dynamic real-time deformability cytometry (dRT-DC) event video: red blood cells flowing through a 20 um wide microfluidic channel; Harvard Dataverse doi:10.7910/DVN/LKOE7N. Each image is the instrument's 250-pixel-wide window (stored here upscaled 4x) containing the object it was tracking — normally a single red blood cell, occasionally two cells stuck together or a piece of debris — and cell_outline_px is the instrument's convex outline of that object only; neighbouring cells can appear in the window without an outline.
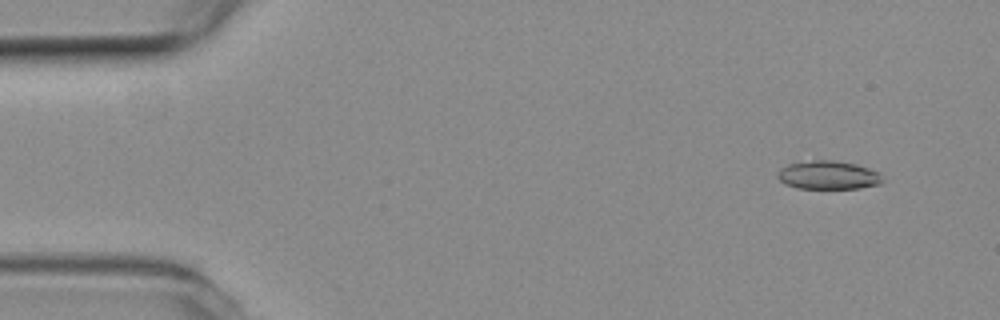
{"species": "common noctule bat (a hibernating species)", "species_latin": "Nyctalus noctula", "temperature_condition": "room temperature", "stored_images_in_passage": 53, "camera_frame_rate_fps": 3000, "um_per_image_px": 0.085, "animal": {"sex": "female", "body_mass_g": 19.3, "forearm_length_mm": 54.1}, "frame": {"image": 1, "passage_image": 4, "time_ms": 1.0, "image_size_px": [1000, 320], "cell_outline_px": [[884, 180], [880, 184], [860, 188], [796, 188], [784, 184], [776, 176], [780, 168], [788, 164], [812, 160], [832, 160], [856, 164], [880, 172]], "centroid_in_image_um": [70.4, 14.88], "position_along_channel_um": 14.6, "area_um2": 17.51}}
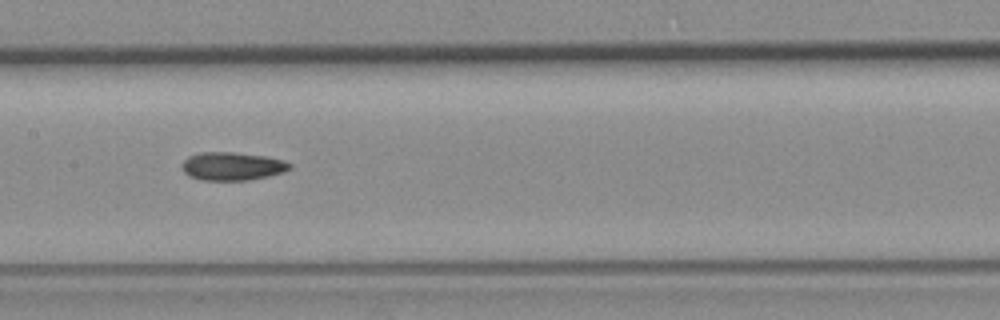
{"frame": {"image": 2, "passage_image": 26, "time_ms": 8.333, "image_size_px": [1000, 320], "cell_outline_px": [[292, 168], [284, 172], [268, 176], [248, 180], [200, 180], [188, 176], [184, 172], [180, 164], [188, 156], [200, 152], [236, 152], [264, 156], [284, 160], [292, 164]], "centroid_in_image_um": [19.73, 14.13], "position_along_channel_um": 187.7, "area_um2": 17.92}}
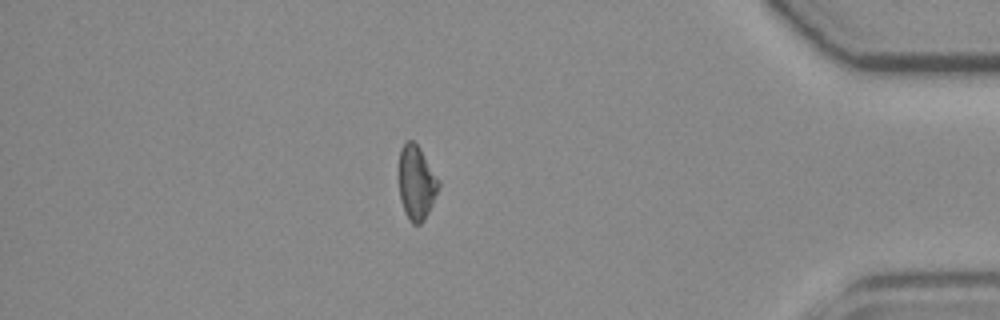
{"frame": {"image": 3, "passage_image": 46, "time_ms": 15.0, "image_size_px": [1000, 320], "cell_outline_px": [[440, 184], [432, 204], [424, 220], [420, 224], [412, 224], [400, 200], [396, 176], [400, 148], [408, 140], [412, 140], [420, 148], [440, 180]], "centroid_in_image_um": [35.35, 15.48], "position_along_channel_um": 399.8, "area_um2": 17.57}, "authors_computed_cell_mechanics": {"area_um2": 17.6868, "velocity_mm_per_s": 3.8319, "shape_relaxation_time_tau1_ms": null, "shape_relaxation_time_tau2_ms": 4.3033, "deformation_change_tau1": null, "deformation_change_tau2": 0.1134}}